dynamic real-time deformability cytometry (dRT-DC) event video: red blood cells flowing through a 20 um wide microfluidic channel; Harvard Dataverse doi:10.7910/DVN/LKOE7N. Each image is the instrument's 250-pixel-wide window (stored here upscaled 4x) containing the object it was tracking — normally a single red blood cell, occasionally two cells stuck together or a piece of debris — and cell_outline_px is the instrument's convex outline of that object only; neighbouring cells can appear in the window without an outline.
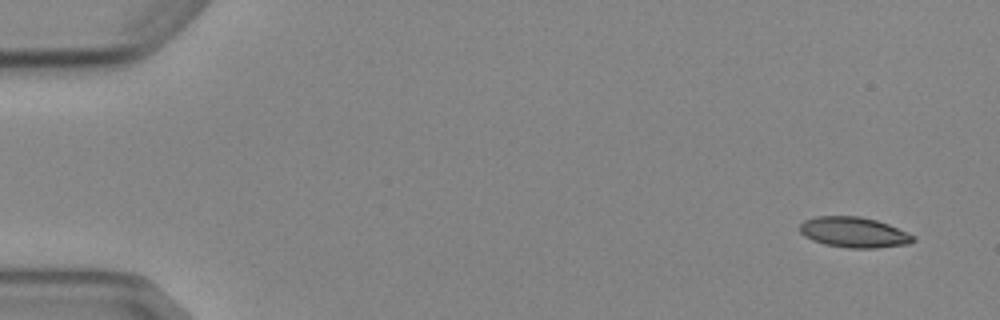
{"species": "Egyptian fruit bat (a non-hibernating species)", "species_latin": "Rousettus aegyptiacus", "temperature_condition": "cold", "stored_images_in_passage": 4, "camera_frame_rate_fps": 3000, "um_per_image_px": 0.085, "animal": {"sex": "female"}, "frame": {"image": 1, "passage_image": 1, "time_ms": 0.0, "image_size_px": [1000, 320], "cell_outline_px": [[916, 240], [908, 244], [876, 248], [848, 248], [824, 244], [812, 240], [804, 236], [800, 232], [800, 224], [804, 220], [816, 216], [860, 216], [876, 220], [888, 224], [916, 236]], "centroid_in_image_um": [72.58, 19.75], "position_along_channel_um": 12.4, "area_um2": 20.23}}
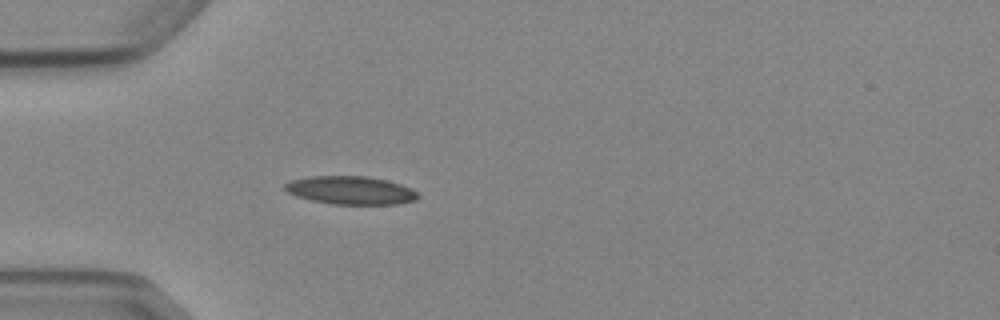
{"frame": {"image": 2, "passage_image": 4, "time_ms": 4.333, "image_size_px": [1000, 320], "cell_outline_px": [[420, 196], [416, 200], [396, 204], [332, 204], [312, 200], [296, 196], [288, 192], [284, 188], [284, 184], [292, 180], [308, 176], [364, 176], [384, 180], [400, 184], [416, 192]], "centroid_in_image_um": [29.77, 16.18], "position_along_channel_um": 55.2, "area_um2": 21.62}}